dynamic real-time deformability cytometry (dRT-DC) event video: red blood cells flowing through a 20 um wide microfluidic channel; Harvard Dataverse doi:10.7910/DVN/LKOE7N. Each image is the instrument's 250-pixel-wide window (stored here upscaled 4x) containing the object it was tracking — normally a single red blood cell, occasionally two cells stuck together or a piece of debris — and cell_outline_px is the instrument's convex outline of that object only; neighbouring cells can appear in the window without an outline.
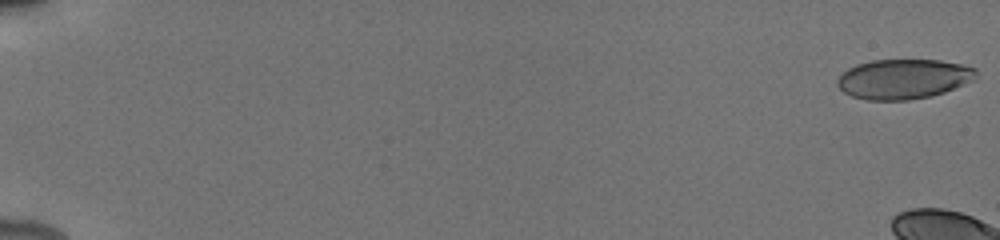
{"species": "human", "species_latin": "Homo sapiens", "temperature_condition": "cold", "stored_images_in_passage": 9, "camera_frame_rate_fps": 3000, "um_per_image_px": 0.085, "donor": {"sex": "male"}, "frame": {"image": 1, "passage_image": 1, "time_ms": 0.0, "image_size_px": [1000, 240], "cell_outline_px": [[976, 80], [944, 92], [932, 96], [908, 100], [868, 100], [852, 96], [844, 92], [836, 84], [836, 80], [848, 68], [856, 64], [872, 60], [940, 60], [960, 64], [976, 68]], "centroid_in_image_um": [76.81, 6.71], "position_along_channel_um": 8.2, "area_um2": 32.31}}